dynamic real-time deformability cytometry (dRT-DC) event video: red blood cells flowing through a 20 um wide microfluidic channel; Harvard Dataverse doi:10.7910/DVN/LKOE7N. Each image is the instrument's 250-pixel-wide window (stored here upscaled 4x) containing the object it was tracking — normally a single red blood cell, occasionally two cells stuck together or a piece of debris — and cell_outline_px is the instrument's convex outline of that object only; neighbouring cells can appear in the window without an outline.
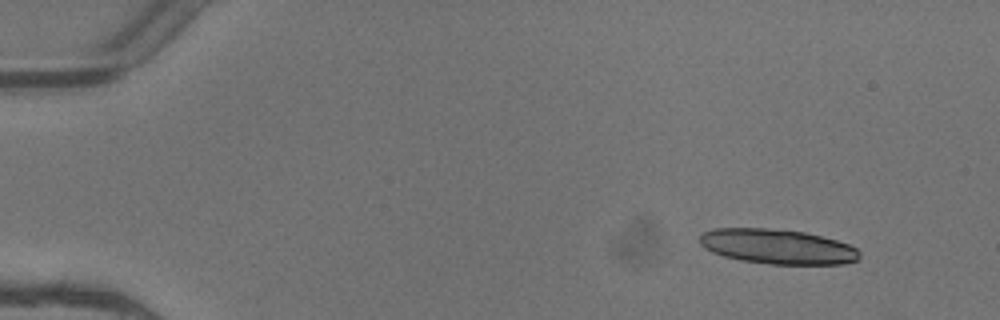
{"species": "common noctule bat (a hibernating species)", "species_latin": "Nyctalus noctula", "temperature_condition": "warm", "stored_images_in_passage": 5, "camera_frame_rate_fps": 3000, "um_per_image_px": 0.085, "animal": {"sex": "female"}, "frame": {"image": 1, "passage_image": 1, "time_ms": 0.0, "image_size_px": [1000, 320], "cell_outline_px": [[860, 260], [844, 264], [772, 264], [740, 260], [724, 256], [712, 252], [704, 248], [700, 244], [700, 236], [704, 232], [712, 228], [768, 228], [804, 232], [836, 240], [848, 244], [856, 248], [860, 252]], "centroid_in_image_um": [66.09, 20.96], "position_along_channel_um": 18.9, "area_um2": 32.48}}